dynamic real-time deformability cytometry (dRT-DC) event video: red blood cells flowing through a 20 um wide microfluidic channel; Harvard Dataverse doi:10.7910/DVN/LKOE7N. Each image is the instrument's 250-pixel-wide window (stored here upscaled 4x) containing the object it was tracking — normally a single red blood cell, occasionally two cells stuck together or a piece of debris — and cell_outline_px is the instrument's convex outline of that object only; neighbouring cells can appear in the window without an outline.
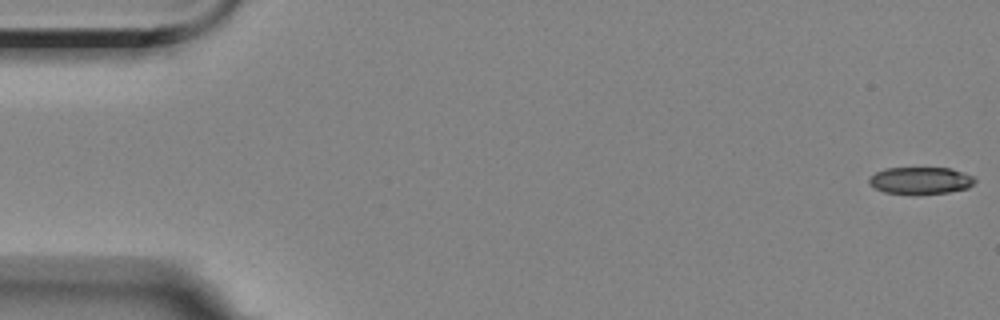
{"species": "Egyptian fruit bat (a non-hibernating species)", "species_latin": "Rousettus aegyptiacus", "temperature_condition": "room temperature", "stored_images_in_passage": 6, "camera_frame_rate_fps": 3000, "um_per_image_px": 0.085, "animal": {"sex": "female"}, "frame": {"image": 1, "passage_image": 1, "time_ms": 0.0, "image_size_px": [1000, 320], "cell_outline_px": [[976, 180], [968, 188], [948, 192], [884, 192], [868, 184], [868, 176], [884, 168], [952, 168], [976, 176]], "centroid_in_image_um": [78.26, 15.3], "position_along_channel_um": 6.7, "area_um2": 16.36}}
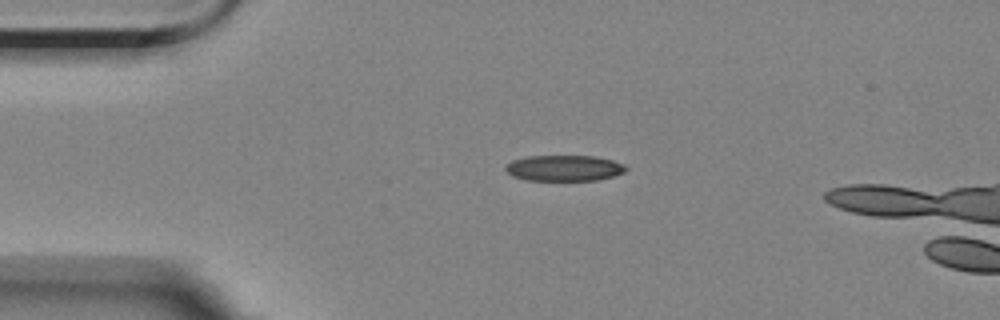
{"frame": {"image": 2, "passage_image": 4, "time_ms": 3.667, "image_size_px": [1000, 320], "cell_outline_px": [[628, 168], [624, 172], [612, 176], [596, 180], [524, 180], [512, 176], [504, 168], [512, 160], [528, 156], [596, 156], [612, 160], [624, 164]], "centroid_in_image_um": [47.95, 14.28], "position_along_channel_um": 37.1, "area_um2": 18.09}}